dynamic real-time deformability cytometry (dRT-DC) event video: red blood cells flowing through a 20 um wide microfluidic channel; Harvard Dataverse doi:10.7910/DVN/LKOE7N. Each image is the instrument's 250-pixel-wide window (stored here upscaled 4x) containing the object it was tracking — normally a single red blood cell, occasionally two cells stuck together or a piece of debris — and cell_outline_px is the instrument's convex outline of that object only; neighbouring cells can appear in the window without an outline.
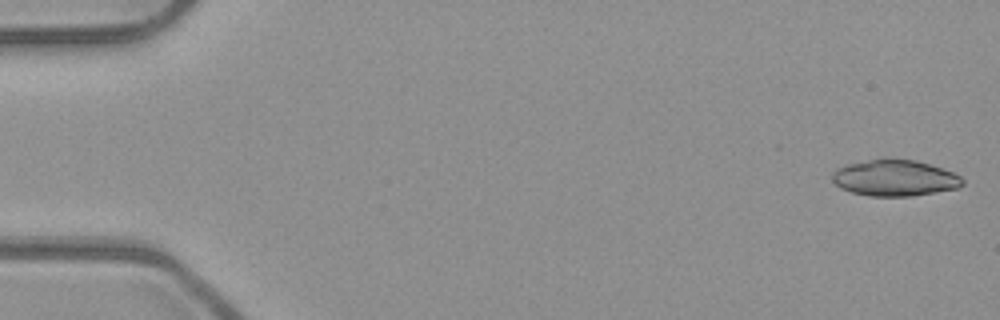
{"species": "common noctule bat (a hibernating species)", "species_latin": "Nyctalus noctula", "temperature_condition": "room temperature", "stored_images_in_passage": 5, "camera_frame_rate_fps": 3000, "um_per_image_px": 0.085, "animal": {"sex": "male", "body_mass_g": 23.1, "forearm_length_mm": 52.7}, "frame": {"image": 1, "passage_image": 1, "time_ms": 0.0, "image_size_px": [1000, 320], "cell_outline_px": [[964, 184], [956, 188], [936, 192], [912, 196], [868, 196], [852, 192], [840, 188], [832, 180], [832, 172], [836, 168], [848, 164], [884, 156], [892, 156], [916, 160], [952, 172], [960, 176], [964, 180]], "centroid_in_image_um": [76.02, 15.1], "position_along_channel_um": 9.0, "area_um2": 27.98}}